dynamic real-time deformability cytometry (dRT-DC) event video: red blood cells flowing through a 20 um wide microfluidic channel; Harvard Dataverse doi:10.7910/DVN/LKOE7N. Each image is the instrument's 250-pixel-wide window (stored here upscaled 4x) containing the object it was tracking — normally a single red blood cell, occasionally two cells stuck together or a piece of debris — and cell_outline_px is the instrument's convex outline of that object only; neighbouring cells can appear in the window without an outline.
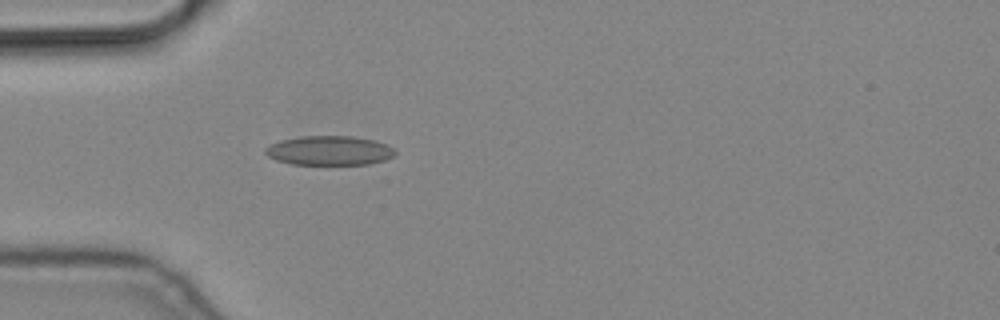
{"species": "common noctule bat (a hibernating species)", "species_latin": "Nyctalus noctula", "temperature_condition": "cold", "stored_images_in_passage": 2, "camera_frame_rate_fps": 3000, "um_per_image_px": 0.085, "animal": {"sex": "male", "body_mass_g": 19.2, "forearm_length_mm": 51.8}, "frame": {"image": 1, "passage_image": 2, "time_ms": 0.333, "image_size_px": [1000, 320], "cell_outline_px": [[396, 152], [392, 156], [384, 160], [368, 164], [292, 164], [276, 160], [268, 156], [264, 152], [264, 148], [268, 144], [280, 140], [300, 136], [352, 136], [372, 140], [384, 144], [392, 148]], "centroid_in_image_um": [27.92, 12.79], "position_along_channel_um": 57.1, "area_um2": 22.08}}